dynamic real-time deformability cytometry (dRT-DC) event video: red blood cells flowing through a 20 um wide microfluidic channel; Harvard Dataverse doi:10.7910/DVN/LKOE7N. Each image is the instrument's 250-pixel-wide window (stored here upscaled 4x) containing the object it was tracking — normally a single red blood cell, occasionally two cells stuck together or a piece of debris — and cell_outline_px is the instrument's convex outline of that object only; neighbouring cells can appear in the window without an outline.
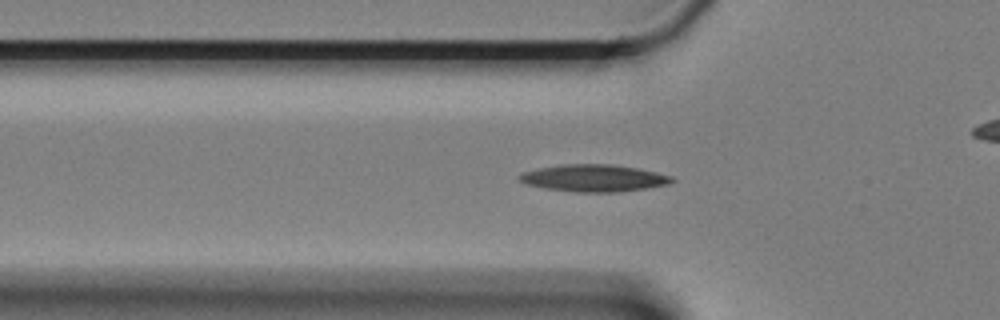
{"species": "Egyptian fruit bat (a non-hibernating species)", "species_latin": "Rousettus aegyptiacus", "temperature_condition": "cold", "stored_images_in_passage": 60, "camera_frame_rate_fps": 3000, "um_per_image_px": 0.085, "animal": {"sex": "female"}, "frame": {"image": 1, "passage_image": 19, "time_ms": 6.0, "image_size_px": [1000, 320], "cell_outline_px": [[676, 180], [668, 184], [648, 188], [620, 192], [576, 192], [544, 188], [528, 184], [520, 180], [516, 176], [524, 172], [540, 168], [560, 164], [612, 164], [636, 168], [656, 172], [672, 176]], "centroid_in_image_um": [50.5, 15.14], "position_along_channel_um": 75.3, "area_um2": 24.04}}
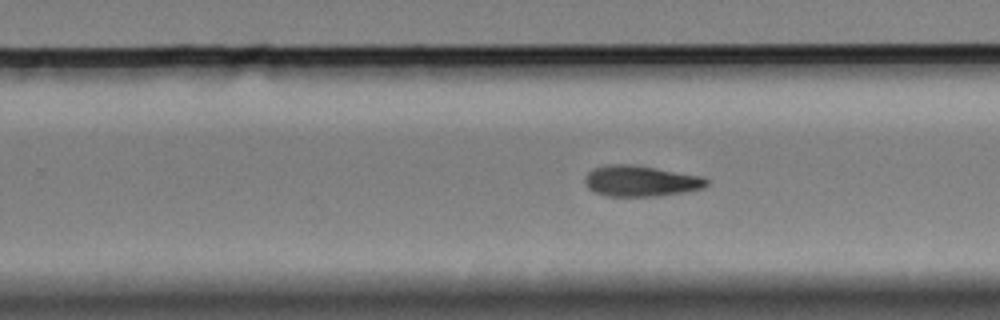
{"frame": {"image": 2, "passage_image": 37, "time_ms": 12.0, "image_size_px": [1000, 320], "cell_outline_px": [[708, 184], [704, 188], [684, 192], [660, 196], [608, 196], [596, 192], [588, 188], [584, 184], [584, 176], [592, 168], [608, 164], [632, 164], [704, 176], [708, 180]], "centroid_in_image_um": [54.46, 15.38], "position_along_channel_um": 275.3, "area_um2": 22.14}}
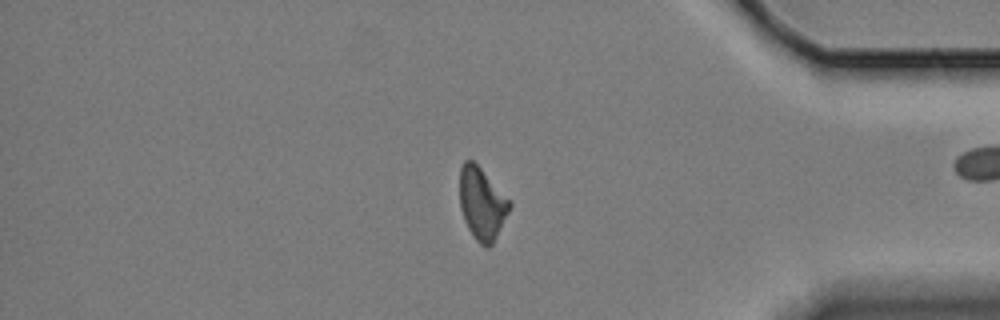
{"frame": {"image": 3, "passage_image": 50, "time_ms": 16.333, "image_size_px": [1000, 320], "cell_outline_px": [[512, 204], [492, 244], [488, 248], [484, 248], [476, 240], [468, 228], [464, 220], [460, 208], [460, 168], [464, 160], [472, 160], [480, 168]], "centroid_in_image_um": [40.93, 17.33], "position_along_channel_um": 394.3, "area_um2": 20.46}}